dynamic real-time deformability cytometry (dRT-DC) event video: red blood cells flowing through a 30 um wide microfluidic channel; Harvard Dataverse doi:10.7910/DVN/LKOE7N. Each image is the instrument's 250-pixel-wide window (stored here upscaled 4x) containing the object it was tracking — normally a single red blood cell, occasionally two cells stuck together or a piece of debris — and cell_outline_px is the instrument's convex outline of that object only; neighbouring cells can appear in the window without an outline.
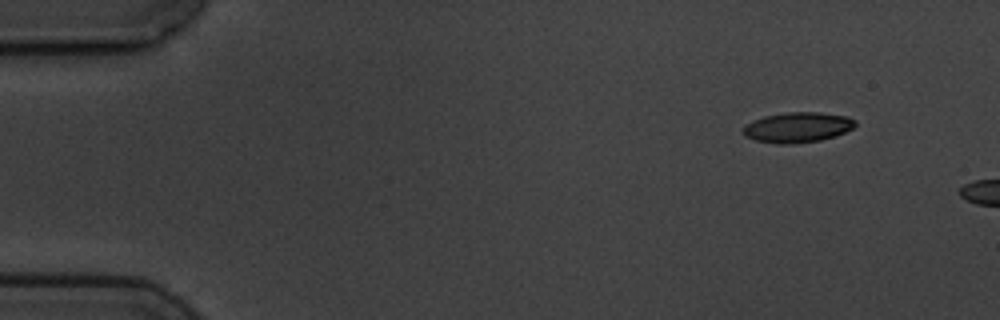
{"species": "common noctule bat (a hibernating species)", "species_latin": "Nyctalus noctula", "temperature_condition": "cold", "stored_images_in_passage": 2, "camera_frame_rate_fps": 3000, "um_per_image_px": 0.085, "animal": {"sex": "male", "body_mass_g": 19.5, "forearm_length_mm": 54.6}, "frame": {"image": 1, "passage_image": 1, "time_ms": 0.0, "image_size_px": [1000, 320], "cell_outline_px": [[856, 124], [852, 128], [836, 136], [820, 140], [796, 144], [776, 144], [756, 140], [744, 136], [744, 124], [752, 120], [764, 116], [788, 112], [820, 112], [848, 116], [856, 120]], "centroid_in_image_um": [67.79, 10.82], "position_along_channel_um": 17.2, "area_um2": 19.94}}